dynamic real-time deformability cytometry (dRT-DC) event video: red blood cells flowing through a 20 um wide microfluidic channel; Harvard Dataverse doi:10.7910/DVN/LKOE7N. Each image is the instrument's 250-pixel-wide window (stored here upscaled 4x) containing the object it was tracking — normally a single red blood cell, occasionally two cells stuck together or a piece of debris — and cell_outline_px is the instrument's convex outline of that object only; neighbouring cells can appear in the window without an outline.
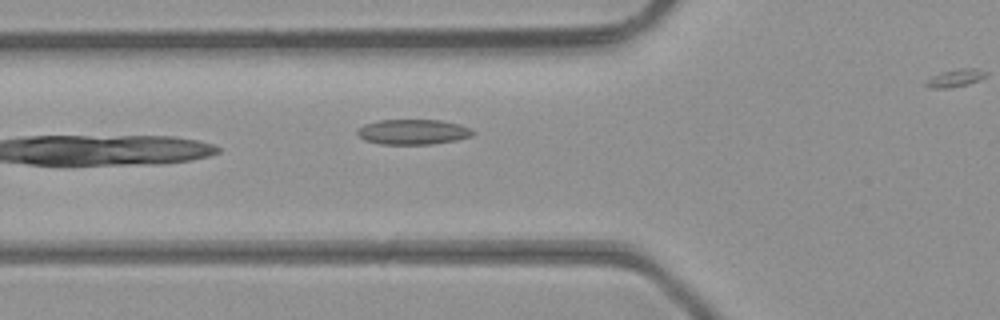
{"species": "common noctule bat (a hibernating species)", "species_latin": "Nyctalus noctula", "temperature_condition": "room temperature", "stored_images_in_passage": 6, "camera_frame_rate_fps": 3000, "um_per_image_px": 0.085, "animal": {"sex": "male", "body_mass_g": 23.1, "forearm_length_mm": 52.7}, "frame": {"image": 1, "passage_image": 5, "time_ms": 1.333, "image_size_px": [1000, 320], "cell_outline_px": [[476, 132], [472, 136], [456, 140], [432, 144], [380, 144], [364, 140], [356, 132], [364, 124], [380, 120], [440, 120], [460, 124], [472, 128]], "centroid_in_image_um": [35.15, 11.21], "position_along_channel_um": 90.6, "area_um2": 16.99}}